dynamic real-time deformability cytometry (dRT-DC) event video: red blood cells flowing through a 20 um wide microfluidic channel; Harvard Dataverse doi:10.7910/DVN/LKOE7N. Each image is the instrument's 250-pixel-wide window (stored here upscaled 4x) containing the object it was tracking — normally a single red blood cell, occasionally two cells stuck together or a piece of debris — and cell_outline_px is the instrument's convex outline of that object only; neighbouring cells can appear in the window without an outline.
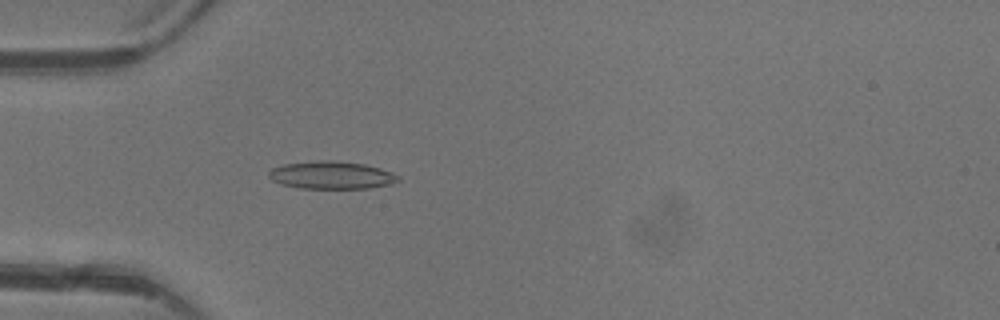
{"species": "common noctule bat (a hibernating species)", "species_latin": "Nyctalus noctula", "temperature_condition": "warm", "stored_images_in_passage": 4, "camera_frame_rate_fps": 3000, "um_per_image_px": 0.085, "animal": {"sex": "female"}, "frame": {"image": 1, "passage_image": 4, "time_ms": 4.0, "image_size_px": [1000, 320], "cell_outline_px": [[400, 180], [392, 184], [368, 188], [300, 188], [280, 184], [272, 180], [268, 176], [268, 172], [272, 168], [284, 164], [320, 160], [336, 160], [364, 164], [380, 168], [392, 172], [400, 176]], "centroid_in_image_um": [28.19, 14.88], "position_along_channel_um": 56.8, "area_um2": 20.98}}